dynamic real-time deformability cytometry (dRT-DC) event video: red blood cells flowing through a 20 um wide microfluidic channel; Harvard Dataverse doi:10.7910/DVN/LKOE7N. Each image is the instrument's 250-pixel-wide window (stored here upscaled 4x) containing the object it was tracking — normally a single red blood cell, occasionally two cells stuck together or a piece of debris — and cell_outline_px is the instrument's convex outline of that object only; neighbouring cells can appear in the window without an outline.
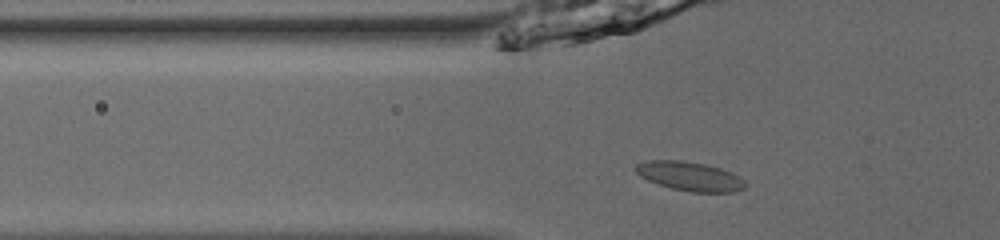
{"species": "common noctule bat (a hibernating species)", "species_latin": "Nyctalus noctula", "temperature_condition": "room temperature", "stored_images_in_passage": 51, "camera_frame_rate_fps": 3000, "um_per_image_px": 0.085, "animal": {"sex": "male", "body_mass_g": 13.0, "forearm_length_mm": 53.1}, "frame": {"image": 1, "passage_image": 19, "time_ms": 6.0, "image_size_px": [1000, 240], "cell_outline_px": [[744, 188], [732, 192], [692, 192], [672, 188], [648, 180], [640, 176], [632, 168], [636, 164], [648, 160], [684, 160], [704, 164], [720, 168], [732, 172], [740, 176], [744, 180]], "centroid_in_image_um": [58.61, 14.97], "position_along_channel_um": 67.2, "area_um2": 18.55}}
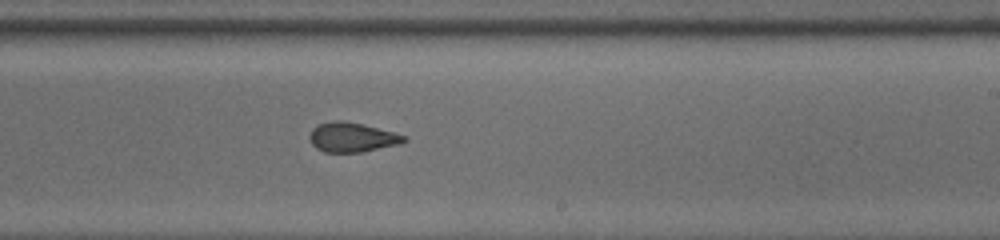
{"frame": {"image": 2, "passage_image": 34, "time_ms": 11.0, "image_size_px": [1000, 240], "cell_outline_px": [[408, 140], [400, 144], [360, 152], [324, 152], [316, 148], [312, 144], [308, 136], [312, 128], [316, 124], [332, 120], [344, 120], [364, 124], [408, 136]], "centroid_in_image_um": [29.91, 11.65], "position_along_channel_um": 259.1, "area_um2": 16.53}}
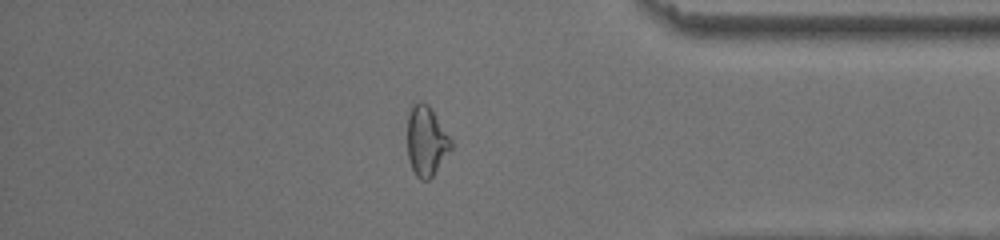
{"frame": {"image": 3, "passage_image": 46, "time_ms": 15.0, "image_size_px": [1000, 240], "cell_outline_px": [[452, 148], [432, 176], [428, 180], [420, 180], [416, 176], [412, 168], [408, 156], [408, 112], [412, 104], [420, 100], [428, 104], [452, 140]], "centroid_in_image_um": [36.23, 11.97], "position_along_channel_um": 399.0, "area_um2": 17.69}}